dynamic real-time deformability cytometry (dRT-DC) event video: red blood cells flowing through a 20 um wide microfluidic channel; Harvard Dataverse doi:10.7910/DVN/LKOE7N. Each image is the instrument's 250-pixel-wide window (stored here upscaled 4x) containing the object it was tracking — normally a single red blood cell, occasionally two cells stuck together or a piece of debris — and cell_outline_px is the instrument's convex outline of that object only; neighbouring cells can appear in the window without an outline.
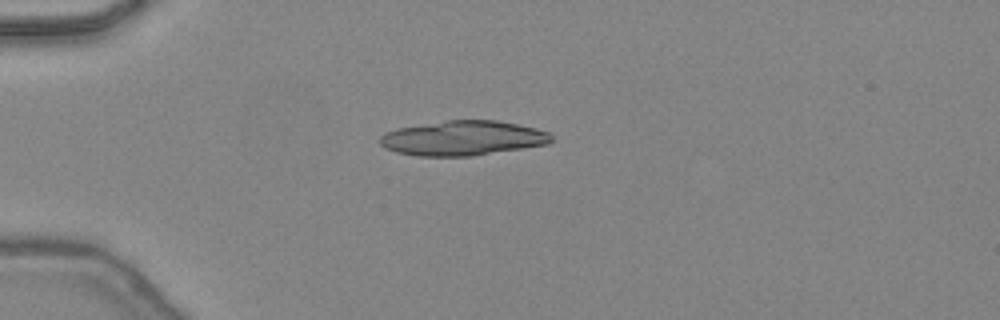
{"species": "common noctule bat (a hibernating species)", "species_latin": "Nyctalus noctula", "temperature_condition": "warm", "stored_images_in_passage": 34, "camera_frame_rate_fps": 3000, "um_per_image_px": 0.085, "animal": {"sex": "female", "body_mass_g": 24.6, "forearm_length_mm": 56.2}, "frame": {"image": 1, "passage_image": 1, "time_ms": 0.0, "image_size_px": [1000, 320], "cell_outline_px": [[556, 140], [548, 144], [472, 156], [416, 156], [396, 152], [380, 144], [380, 136], [384, 132], [396, 128], [448, 120], [496, 120], [536, 128], [548, 132]], "centroid_in_image_um": [39.35, 11.74], "position_along_channel_um": 45.6, "area_um2": 34.74}, "authors_computed_cell_mechanics": {"area_um2": 19.6231, "velocity_mm_per_s": 4.4813, "shape_relaxation_time_tau1_ms": 1.5111, "shape_relaxation_time_tau2_ms": null, "deformation_change_tau1": 0.2392, "deformation_change_tau2": null}}